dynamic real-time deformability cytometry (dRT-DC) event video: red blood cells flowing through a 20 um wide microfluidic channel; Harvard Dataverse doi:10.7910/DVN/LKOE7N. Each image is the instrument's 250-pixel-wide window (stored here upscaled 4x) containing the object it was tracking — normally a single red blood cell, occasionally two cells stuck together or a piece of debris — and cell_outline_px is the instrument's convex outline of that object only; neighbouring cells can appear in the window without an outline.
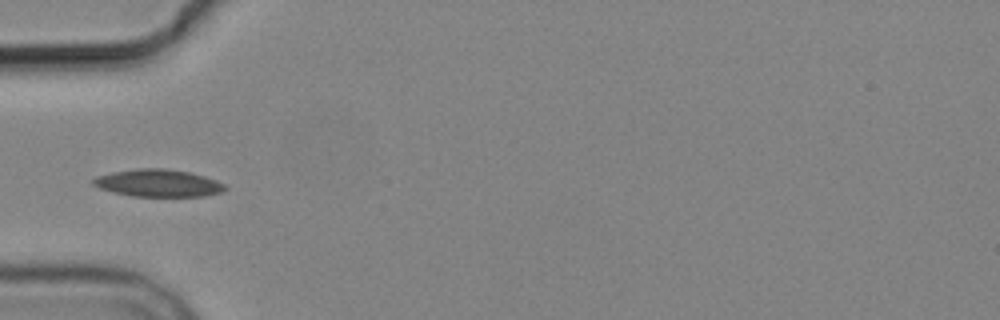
{"species": "common noctule bat (a hibernating species)", "species_latin": "Nyctalus noctula", "temperature_condition": "cold", "stored_images_in_passage": 4, "camera_frame_rate_fps": 3000, "um_per_image_px": 0.085, "animal": {"sex": "male", "body_mass_g": 19.2, "forearm_length_mm": 51.8}, "frame": {"image": 1, "passage_image": 4, "time_ms": 4.667, "image_size_px": [1000, 320], "cell_outline_px": [[228, 188], [220, 192], [204, 196], [132, 196], [112, 192], [100, 188], [92, 184], [92, 180], [96, 176], [112, 172], [136, 168], [164, 168], [188, 172], [204, 176], [216, 180], [224, 184]], "centroid_in_image_um": [13.42, 15.56], "position_along_channel_um": 71.6, "area_um2": 20.98}}